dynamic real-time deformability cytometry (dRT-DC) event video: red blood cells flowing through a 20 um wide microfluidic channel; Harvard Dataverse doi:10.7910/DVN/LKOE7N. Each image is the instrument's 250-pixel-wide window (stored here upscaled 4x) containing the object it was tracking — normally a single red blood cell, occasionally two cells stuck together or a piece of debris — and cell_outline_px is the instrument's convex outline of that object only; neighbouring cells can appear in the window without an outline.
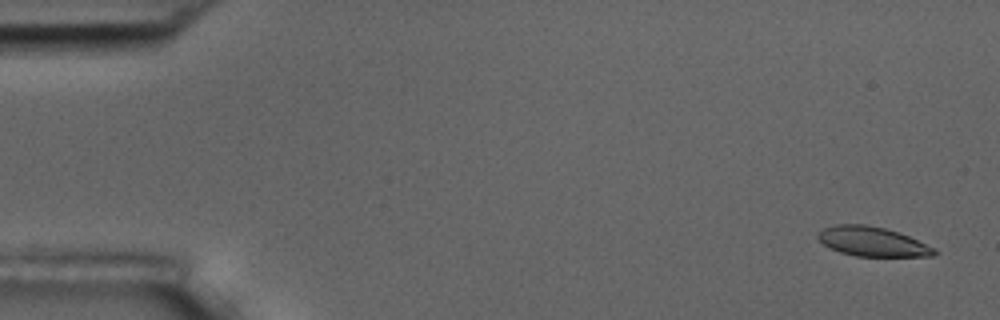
{"species": "common noctule bat (a hibernating species)", "species_latin": "Nyctalus noctula", "temperature_condition": "room temperature", "stored_images_in_passage": 5, "camera_frame_rate_fps": 3000, "um_per_image_px": 0.085, "animal": {"sex": "male", "body_mass_g": 17.5, "forearm_length_mm": 52.3}, "frame": {"image": 1, "passage_image": 1, "time_ms": 0.0, "image_size_px": [1000, 320], "cell_outline_px": [[940, 252], [932, 256], [856, 256], [840, 252], [824, 244], [816, 236], [824, 228], [836, 224], [864, 224], [884, 228], [900, 232], [936, 248]], "centroid_in_image_um": [74.2, 20.53], "position_along_channel_um": 10.8, "area_um2": 19.94}}
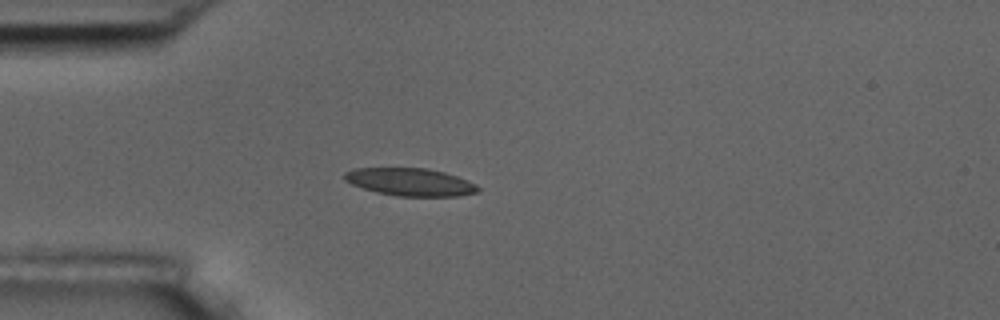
{"frame": {"image": 2, "passage_image": 4, "time_ms": 4.333, "image_size_px": [1000, 320], "cell_outline_px": [[480, 188], [476, 192], [460, 196], [396, 196], [376, 192], [352, 184], [344, 180], [344, 172], [356, 168], [424, 168], [444, 172], [468, 180], [476, 184]], "centroid_in_image_um": [34.87, 15.47], "position_along_channel_um": 50.1, "area_um2": 21.44}}